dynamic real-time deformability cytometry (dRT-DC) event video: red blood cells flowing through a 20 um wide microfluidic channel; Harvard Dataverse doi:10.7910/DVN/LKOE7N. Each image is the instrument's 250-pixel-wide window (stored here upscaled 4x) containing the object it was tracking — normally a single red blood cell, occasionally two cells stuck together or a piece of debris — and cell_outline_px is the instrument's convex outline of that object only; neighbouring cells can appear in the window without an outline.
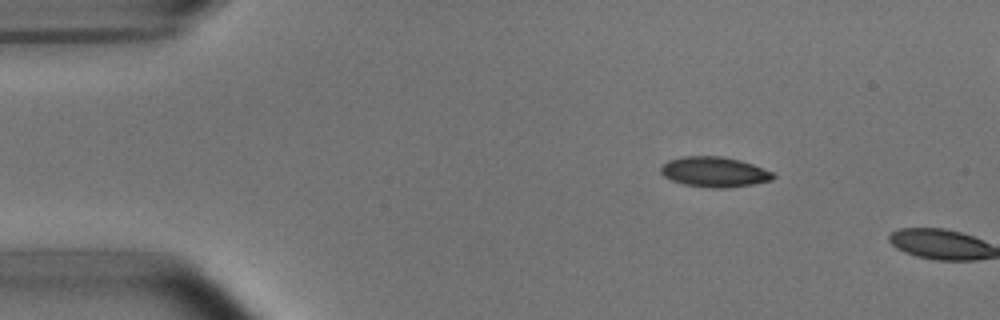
{"species": "common noctule bat (a hibernating species)", "species_latin": "Nyctalus noctula", "temperature_condition": "room temperature", "stored_images_in_passage": 2, "camera_frame_rate_fps": 3000, "um_per_image_px": 0.085, "animal": {"sex": "male", "body_mass_g": 15.6}, "frame": {"image": 1, "passage_image": 1, "time_ms": 0.0, "image_size_px": [1000, 320], "cell_outline_px": [[776, 176], [772, 180], [752, 184], [724, 188], [712, 188], [684, 184], [672, 180], [664, 176], [660, 172], [660, 168], [668, 160], [684, 156], [720, 156], [740, 160], [776, 172]], "centroid_in_image_um": [60.75, 14.61], "position_along_channel_um": 24.2, "area_um2": 19.77}}